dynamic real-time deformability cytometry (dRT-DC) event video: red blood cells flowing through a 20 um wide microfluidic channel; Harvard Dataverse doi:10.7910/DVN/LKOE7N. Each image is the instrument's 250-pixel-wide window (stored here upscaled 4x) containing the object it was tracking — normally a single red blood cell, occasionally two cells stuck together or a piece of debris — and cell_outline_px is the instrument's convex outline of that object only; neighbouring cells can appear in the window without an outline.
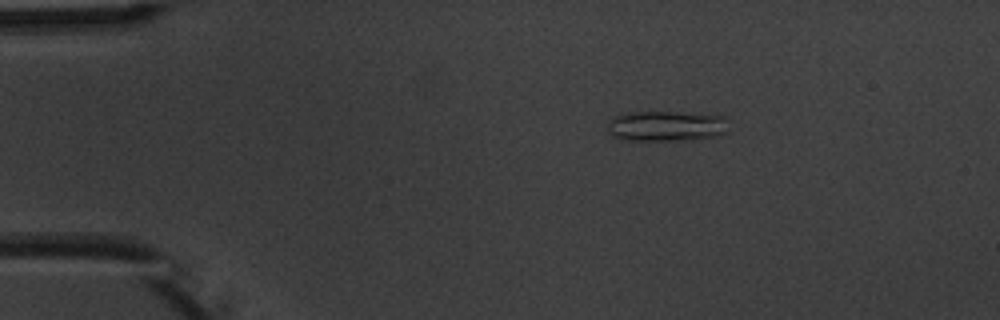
{"species": "common noctule bat (a hibernating species)", "species_latin": "Nyctalus noctula", "temperature_condition": "warm", "stored_images_in_passage": 6, "camera_frame_rate_fps": 3000, "um_per_image_px": 0.085, "animal": {"sex": "male", "body_mass_g": 20.1, "forearm_length_mm": 53.5}, "frame": {"image": 1, "passage_image": 3, "time_ms": 2.333, "image_size_px": [1000, 320], "cell_outline_px": [[728, 132], [720, 136], [672, 140], [632, 140], [612, 136], [608, 132], [608, 120], [616, 116], [632, 112], [672, 112], [728, 116]], "centroid_in_image_um": [56.69, 10.71], "position_along_channel_um": 28.3, "area_um2": 21.39}}
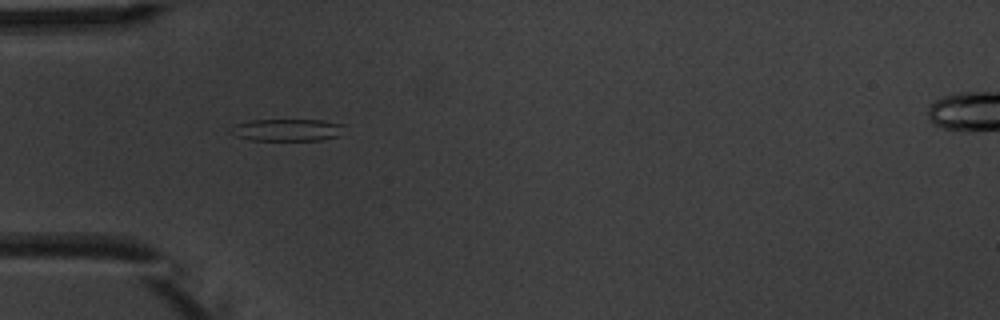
{"frame": {"image": 2, "passage_image": 5, "time_ms": 4.667, "image_size_px": [1000, 320], "cell_outline_px": [[344, 124], [340, 136], [320, 140], [248, 140], [236, 136], [228, 132], [228, 128], [232, 124], [248, 120], [324, 120]], "centroid_in_image_um": [24.33, 11.04], "position_along_channel_um": 60.7, "area_um2": 14.97}}
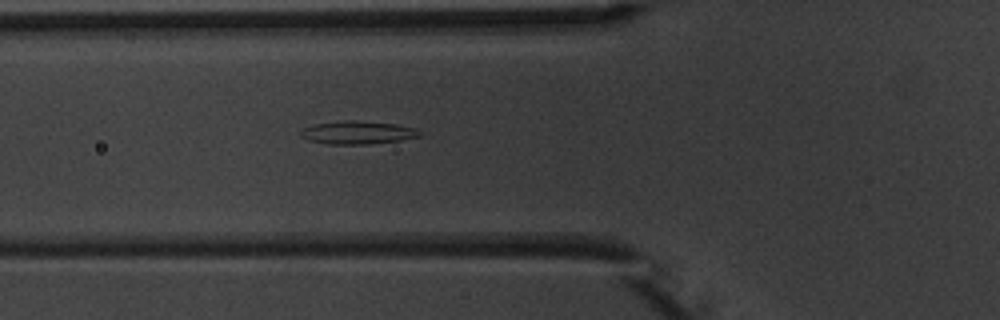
{"frame": {"image": 3, "passage_image": 6, "time_ms": 5.667, "image_size_px": [1000, 320], "cell_outline_px": [[424, 132], [420, 136], [400, 140], [368, 144], [328, 144], [308, 140], [300, 136], [300, 132], [304, 128], [316, 124], [344, 120], [360, 120], [396, 124], [416, 128]], "centroid_in_image_um": [30.44, 11.26], "position_along_channel_um": 95.4, "area_um2": 16.07}}